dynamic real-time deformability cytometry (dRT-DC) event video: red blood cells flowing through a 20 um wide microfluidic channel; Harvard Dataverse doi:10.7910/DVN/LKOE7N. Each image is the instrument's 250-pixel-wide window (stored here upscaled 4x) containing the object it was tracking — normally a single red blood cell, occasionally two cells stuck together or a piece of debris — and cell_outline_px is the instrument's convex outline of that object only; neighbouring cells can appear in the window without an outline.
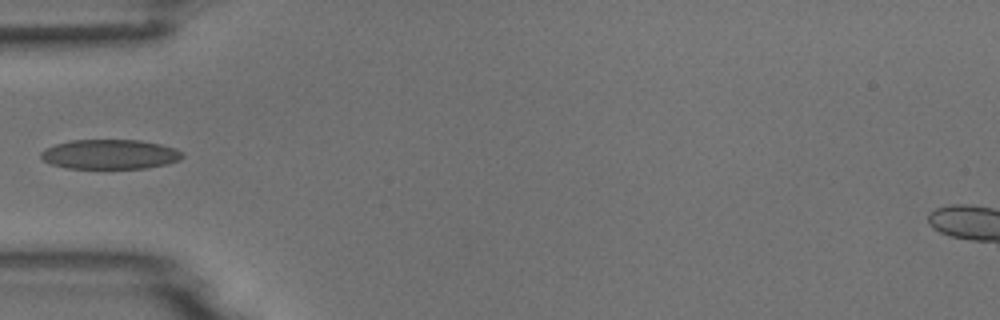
{"species": "common noctule bat (a hibernating species)", "species_latin": "Nyctalus noctula", "temperature_condition": "room temperature", "stored_images_in_passage": 5, "camera_frame_rate_fps": 3000, "um_per_image_px": 0.085, "animal": {"sex": "male", "body_mass_g": 18.8}, "frame": {"image": 1, "passage_image": 5, "time_ms": 5.333, "image_size_px": [1000, 320], "cell_outline_px": [[184, 156], [180, 160], [168, 164], [148, 168], [68, 168], [52, 164], [44, 160], [40, 156], [40, 152], [44, 148], [56, 144], [72, 140], [140, 140], [160, 144], [176, 148], [184, 152]], "centroid_in_image_um": [9.39, 13.11], "position_along_channel_um": 75.6, "area_um2": 24.57}}